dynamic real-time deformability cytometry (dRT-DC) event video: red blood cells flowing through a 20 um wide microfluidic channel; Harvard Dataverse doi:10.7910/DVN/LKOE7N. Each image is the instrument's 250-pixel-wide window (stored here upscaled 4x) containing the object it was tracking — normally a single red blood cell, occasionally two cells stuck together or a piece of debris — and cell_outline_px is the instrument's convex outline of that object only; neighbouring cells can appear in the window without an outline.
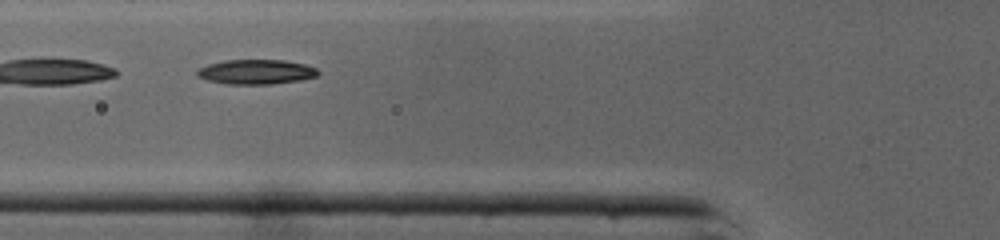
{"species": "common noctule bat (a hibernating species)", "species_latin": "Nyctalus noctula", "temperature_condition": "cold", "stored_images_in_passage": 29, "camera_frame_rate_fps": 3000, "um_per_image_px": 0.085, "animal": {"sex": "male", "body_mass_g": 19.0, "forearm_length_mm": 50.8}, "frame": {"image": 1, "passage_image": 8, "time_ms": 2.333, "image_size_px": [1000, 240], "cell_outline_px": [[320, 72], [316, 76], [300, 80], [268, 84], [228, 84], [208, 80], [196, 76], [196, 68], [208, 64], [224, 60], [284, 60], [304, 64], [316, 68]], "centroid_in_image_um": [21.73, 6.1], "position_along_channel_um": 104.1, "area_um2": 17.4}}
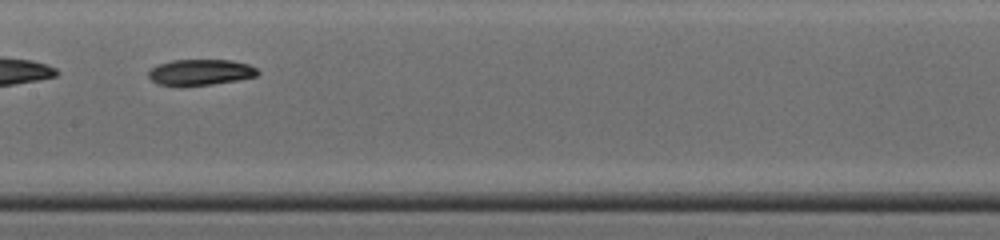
{"frame": {"image": 2, "passage_image": 14, "time_ms": 4.333, "image_size_px": [1000, 240], "cell_outline_px": [[260, 72], [256, 76], [240, 80], [212, 84], [156, 84], [148, 76], [148, 72], [152, 68], [160, 64], [172, 60], [232, 60], [248, 64], [256, 68]], "centroid_in_image_um": [17.09, 6.12], "position_along_channel_um": 190.3, "area_um2": 16.13}}
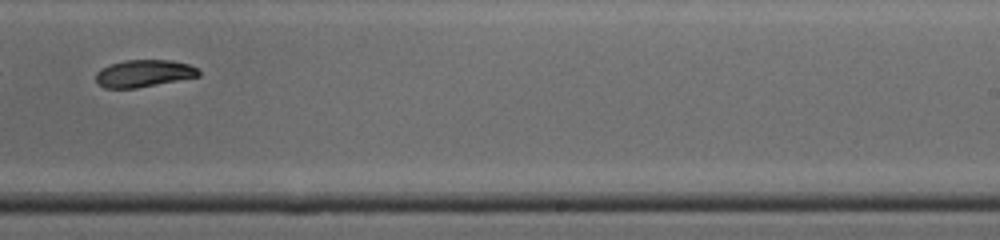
{"frame": {"image": 3, "passage_image": 20, "time_ms": 6.333, "image_size_px": [1000, 240], "cell_outline_px": [[200, 76], [136, 88], [104, 88], [96, 80], [96, 72], [100, 68], [108, 64], [124, 60], [172, 60], [188, 64], [196, 68], [200, 72]], "centroid_in_image_um": [12.2, 6.23], "position_along_channel_um": 276.8, "area_um2": 16.3}, "authors_computed_cell_mechanics": {"area_um2": 16.8776, "velocity_mm_per_s": 4.331, "shape_relaxation_time_tau1_ms": 7.9981, "shape_relaxation_time_tau2_ms": 10.7956, "deformation_change_tau1": 0.1937, "deformation_change_tau2": 0.1642}}